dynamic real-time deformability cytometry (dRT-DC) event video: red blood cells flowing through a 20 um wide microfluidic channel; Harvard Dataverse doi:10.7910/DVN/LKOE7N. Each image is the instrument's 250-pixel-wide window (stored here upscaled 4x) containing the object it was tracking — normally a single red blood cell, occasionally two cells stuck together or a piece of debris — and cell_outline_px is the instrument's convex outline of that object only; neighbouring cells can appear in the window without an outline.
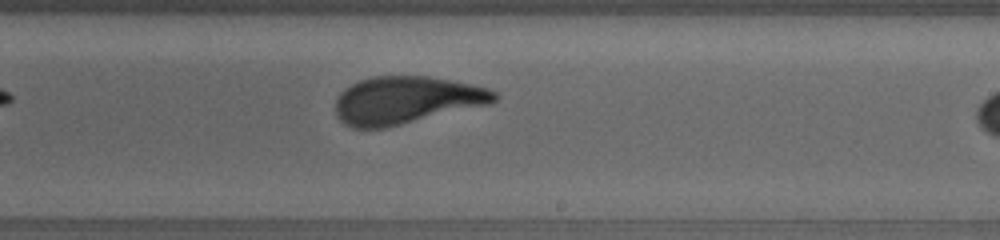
{"species": "human", "species_latin": "Homo sapiens", "temperature_condition": "warm", "stored_images_in_passage": 24, "camera_frame_rate_fps": 3000, "um_per_image_px": 0.085, "donor": {"sex": "female"}, "frame": {"image": 1, "passage_image": 17, "time_ms": 12.333, "image_size_px": [1000, 240], "cell_outline_px": [[500, 96], [496, 100], [488, 104], [384, 128], [352, 128], [344, 124], [336, 116], [336, 100], [340, 92], [344, 88], [360, 80], [372, 76], [428, 76], [452, 80], [488, 88], [496, 92]], "centroid_in_image_um": [34.5, 8.5], "position_along_channel_um": 254.5, "area_um2": 43.81}}